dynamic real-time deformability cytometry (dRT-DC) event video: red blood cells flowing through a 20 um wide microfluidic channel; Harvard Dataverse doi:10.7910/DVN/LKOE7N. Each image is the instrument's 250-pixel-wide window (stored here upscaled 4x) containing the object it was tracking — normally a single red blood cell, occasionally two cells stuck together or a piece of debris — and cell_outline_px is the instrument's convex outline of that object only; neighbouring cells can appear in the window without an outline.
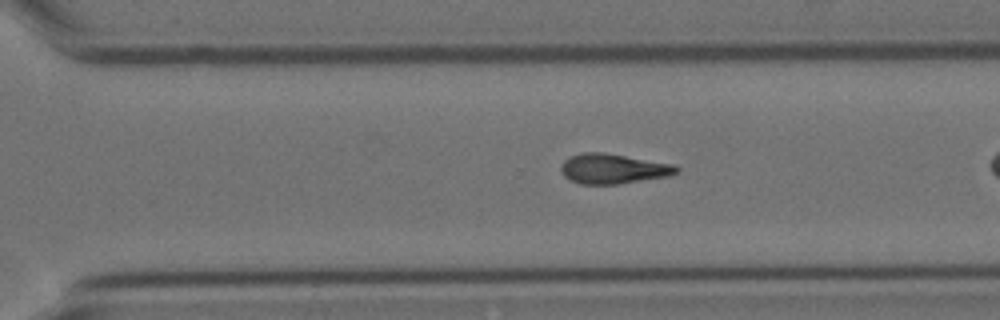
{"species": "Egyptian fruit bat (a non-hibernating species)", "species_latin": "Rousettus aegyptiacus", "temperature_condition": "cold", "stored_images_in_passage": 29, "camera_frame_rate_fps": 3000, "um_per_image_px": 0.085, "animal": {"sex": "female"}, "frame": {"image": 1, "passage_image": 24, "time_ms": 7.667, "image_size_px": [1000, 320], "cell_outline_px": [[680, 172], [668, 176], [620, 184], [580, 184], [564, 176], [560, 168], [560, 164], [568, 156], [580, 152], [604, 152], [672, 164], [680, 168]], "centroid_in_image_um": [52.09, 14.33], "position_along_channel_um": 318.5, "area_um2": 20.29}}
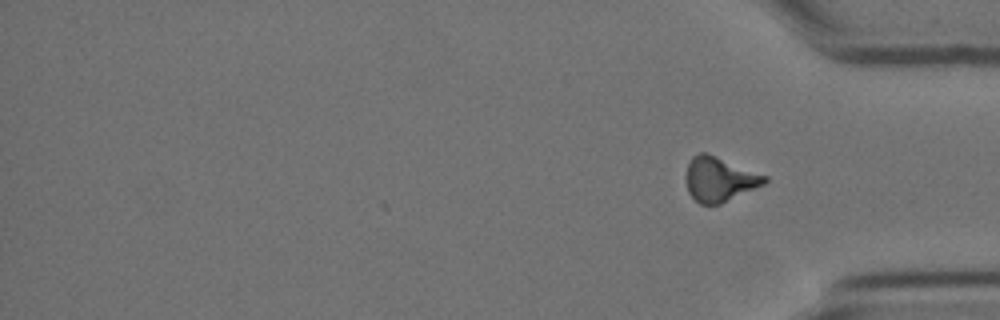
{"frame": {"image": 2, "passage_image": 29, "time_ms": 9.333, "image_size_px": [1000, 320], "cell_outline_px": [[768, 180], [764, 184], [720, 204], [700, 204], [688, 192], [688, 164], [692, 156], [700, 152], [708, 152], [768, 176]], "centroid_in_image_um": [61.19, 15.21], "position_along_channel_um": 374.0, "area_um2": 20.17}, "authors_computed_cell_mechanics": {"area_um2": 20.0566, "velocity_mm_per_s": 3.5114, "shape_relaxation_time_tau1_ms": null, "shape_relaxation_time_tau2_ms": 7.9972, "deformation_change_tau1": null, "deformation_change_tau2": 0.2015}}